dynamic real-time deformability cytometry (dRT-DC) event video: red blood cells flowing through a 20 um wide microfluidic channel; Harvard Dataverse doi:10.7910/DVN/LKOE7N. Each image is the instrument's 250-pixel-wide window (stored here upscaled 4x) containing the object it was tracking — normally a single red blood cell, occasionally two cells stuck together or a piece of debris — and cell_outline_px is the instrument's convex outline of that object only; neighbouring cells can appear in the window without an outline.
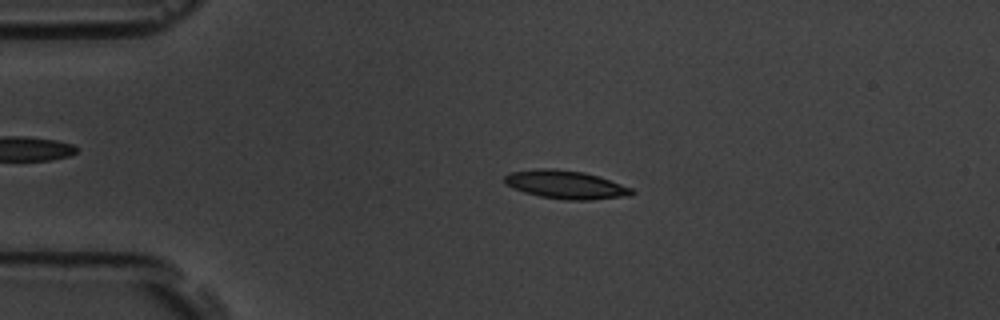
{"species": "common noctule bat (a hibernating species)", "species_latin": "Nyctalus noctula", "temperature_condition": "room temperature", "stored_images_in_passage": 53, "camera_frame_rate_fps": 3000, "um_per_image_px": 0.085, "animal": {"sex": "male", "body_mass_g": 19.5, "forearm_length_mm": 54.6}, "frame": {"image": 1, "passage_image": 11, "time_ms": 3.333, "image_size_px": [1000, 320], "cell_outline_px": [[636, 192], [632, 196], [592, 200], [564, 200], [540, 196], [524, 192], [512, 188], [504, 184], [504, 176], [508, 172], [536, 168], [552, 168], [584, 172], [600, 176], [632, 188]], "centroid_in_image_um": [48.09, 15.69], "position_along_channel_um": 36.9, "area_um2": 21.44}}
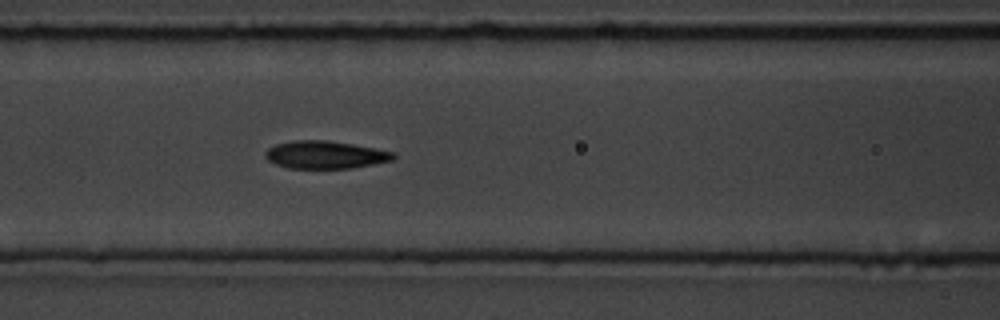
{"frame": {"image": 2, "passage_image": 22, "time_ms": 7.0, "image_size_px": [1000, 320], "cell_outline_px": [[396, 156], [392, 160], [352, 168], [288, 168], [276, 164], [268, 160], [264, 156], [264, 152], [268, 148], [276, 144], [292, 140], [328, 140], [376, 148], [396, 152]], "centroid_in_image_um": [27.64, 13.15], "position_along_channel_um": 139.0, "area_um2": 20.75}}
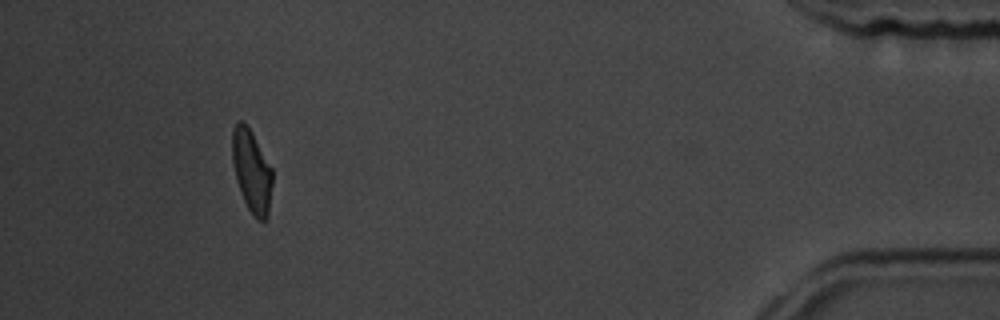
{"frame": {"image": 3, "passage_image": 49, "time_ms": 16.0, "image_size_px": [1000, 320], "cell_outline_px": [[272, 184], [268, 216], [264, 220], [256, 220], [248, 208], [244, 200], [236, 180], [232, 160], [232, 128], [236, 120], [244, 120], [252, 132], [272, 168]], "centroid_in_image_um": [21.38, 14.49], "position_along_channel_um": 413.8, "area_um2": 19.48}, "authors_computed_cell_mechanics": {"area_um2": 20.4612, "velocity_mm_per_s": 3.7774, "shape_relaxation_time_tau1_ms": 2.8858, "shape_relaxation_time_tau2_ms": 2.3208, "deformation_change_tau1": 0.1531, "deformation_change_tau2": 0.0871}}